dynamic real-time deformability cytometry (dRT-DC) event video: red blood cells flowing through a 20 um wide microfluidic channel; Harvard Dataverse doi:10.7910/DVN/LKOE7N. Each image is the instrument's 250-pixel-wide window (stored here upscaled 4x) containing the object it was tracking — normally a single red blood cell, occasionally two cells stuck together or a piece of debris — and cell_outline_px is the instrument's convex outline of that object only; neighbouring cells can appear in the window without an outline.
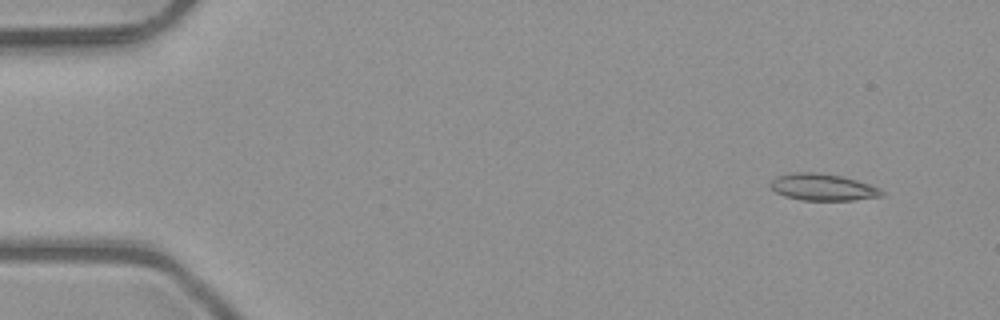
{"species": "common noctule bat (a hibernating species)", "species_latin": "Nyctalus noctula", "temperature_condition": "room temperature", "stored_images_in_passage": 5, "camera_frame_rate_fps": 3000, "um_per_image_px": 0.085, "animal": {"sex": "male", "body_mass_g": 23.1, "forearm_length_mm": 52.7}, "frame": {"image": 1, "passage_image": 1, "time_ms": 0.0, "image_size_px": [1000, 320], "cell_outline_px": [[884, 196], [852, 200], [800, 200], [784, 196], [776, 192], [772, 188], [772, 180], [776, 176], [788, 172], [816, 172], [840, 176], [856, 180], [880, 188], [884, 192]], "centroid_in_image_um": [69.93, 15.91], "position_along_channel_um": 15.1, "area_um2": 17.34}}